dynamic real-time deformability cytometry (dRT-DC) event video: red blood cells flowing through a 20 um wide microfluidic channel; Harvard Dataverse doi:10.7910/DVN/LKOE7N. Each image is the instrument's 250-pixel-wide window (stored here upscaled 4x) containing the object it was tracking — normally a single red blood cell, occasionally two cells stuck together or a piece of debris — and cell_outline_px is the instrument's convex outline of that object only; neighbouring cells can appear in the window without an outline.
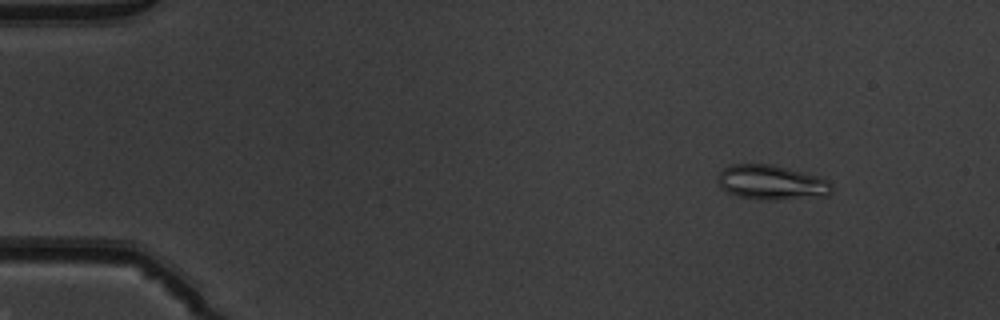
{"species": "common noctule bat (a hibernating species)", "species_latin": "Nyctalus noctula", "temperature_condition": "warm", "stored_images_in_passage": 52, "camera_frame_rate_fps": 3000, "um_per_image_px": 0.085, "animal": {"sex": "male", "body_mass_g": 19.5, "forearm_length_mm": 54.6}, "frame": {"image": 1, "passage_image": 7, "time_ms": 2.0, "image_size_px": [1000, 320], "cell_outline_px": [[832, 192], [828, 196], [776, 200], [756, 200], [736, 196], [724, 192], [720, 188], [716, 176], [728, 164], [772, 164], [804, 172], [828, 180], [832, 184]], "centroid_in_image_um": [65.54, 15.52], "position_along_channel_um": 19.5, "area_um2": 23.58}}
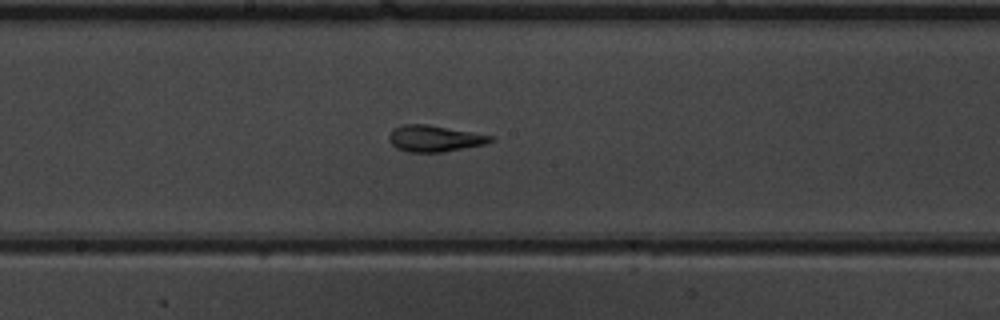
{"frame": {"image": 2, "passage_image": 29, "time_ms": 9.333, "image_size_px": [1000, 320], "cell_outline_px": [[496, 140], [484, 144], [444, 152], [408, 152], [396, 148], [388, 140], [388, 136], [392, 128], [404, 124], [428, 124], [472, 132], [492, 136]], "centroid_in_image_um": [36.9, 11.77], "position_along_channel_um": 211.3, "area_um2": 15.66}}
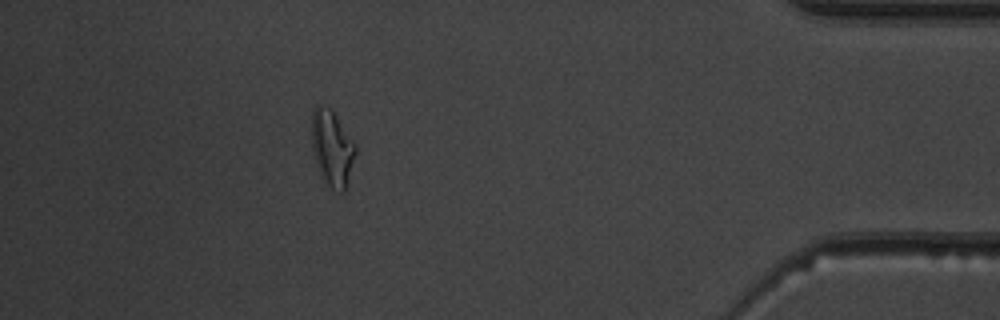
{"frame": {"image": 3, "passage_image": 47, "time_ms": 15.333, "image_size_px": [1000, 320], "cell_outline_px": [[356, 152], [344, 192], [340, 192], [332, 188], [320, 176], [312, 148], [312, 108], [316, 104], [320, 104], [332, 108], [356, 144]], "centroid_in_image_um": [28.22, 12.52], "position_along_channel_um": 407.0, "area_um2": 19.48}, "authors_computed_cell_mechanics": {"area_um2": 16.762, "velocity_mm_per_s": 4.0057, "shape_relaxation_time_tau1_ms": null, "shape_relaxation_time_tau2_ms": 1.838, "deformation_change_tau1": null, "deformation_change_tau2": 0.114}}